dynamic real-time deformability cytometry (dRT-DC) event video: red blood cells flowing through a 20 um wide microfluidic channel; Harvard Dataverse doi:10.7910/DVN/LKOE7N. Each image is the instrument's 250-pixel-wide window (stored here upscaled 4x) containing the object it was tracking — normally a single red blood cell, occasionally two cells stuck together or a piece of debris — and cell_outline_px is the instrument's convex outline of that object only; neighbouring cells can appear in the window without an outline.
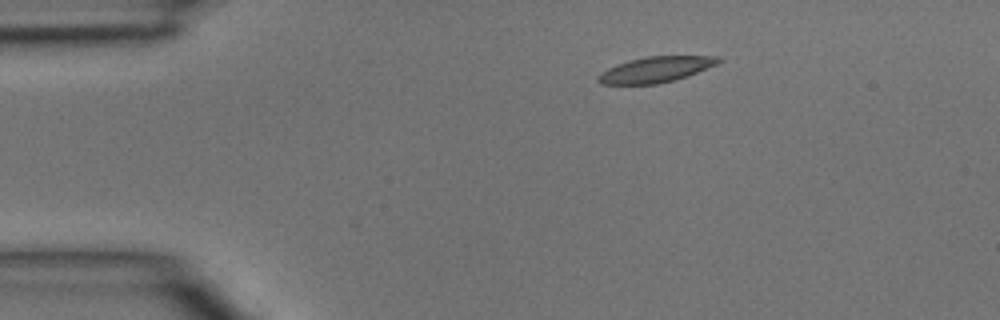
{"species": "common noctule bat (a hibernating species)", "species_latin": "Nyctalus noctula", "temperature_condition": "room temperature", "stored_images_in_passage": 3, "camera_frame_rate_fps": 3000, "um_per_image_px": 0.085, "animal": {"sex": "male", "body_mass_g": 15.6}, "frame": {"image": 1, "passage_image": 2, "time_ms": 0.333, "image_size_px": [1000, 320], "cell_outline_px": [[724, 60], [716, 64], [688, 76], [676, 80], [656, 84], [600, 84], [596, 80], [596, 76], [600, 72], [616, 64], [628, 60], [648, 56], [720, 56]], "centroid_in_image_um": [55.71, 5.91], "position_along_channel_um": 29.3, "area_um2": 18.15}}